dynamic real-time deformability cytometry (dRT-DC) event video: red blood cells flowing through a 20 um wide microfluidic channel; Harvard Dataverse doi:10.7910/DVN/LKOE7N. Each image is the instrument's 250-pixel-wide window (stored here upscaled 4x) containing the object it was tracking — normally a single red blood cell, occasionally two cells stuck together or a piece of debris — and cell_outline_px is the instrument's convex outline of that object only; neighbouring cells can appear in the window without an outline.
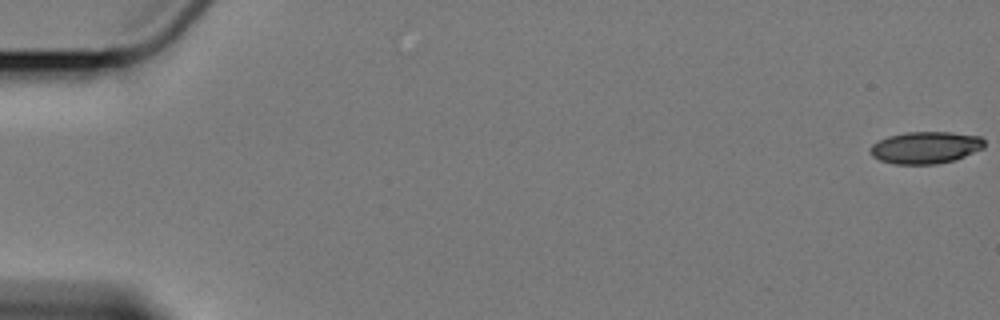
{"species": "Egyptian fruit bat (a non-hibernating species)", "species_latin": "Rousettus aegyptiacus", "temperature_condition": "cold", "stored_images_in_passage": 6, "camera_frame_rate_fps": 3000, "um_per_image_px": 0.085, "animal": {"sex": "female"}, "frame": {"image": 1, "passage_image": 1, "time_ms": 0.0, "image_size_px": [1000, 320], "cell_outline_px": [[984, 148], [956, 160], [936, 164], [896, 164], [880, 160], [872, 156], [868, 148], [872, 144], [888, 136], [904, 132], [952, 132], [980, 136], [984, 140]], "centroid_in_image_um": [78.68, 12.54], "position_along_channel_um": 6.3, "area_um2": 21.44}}
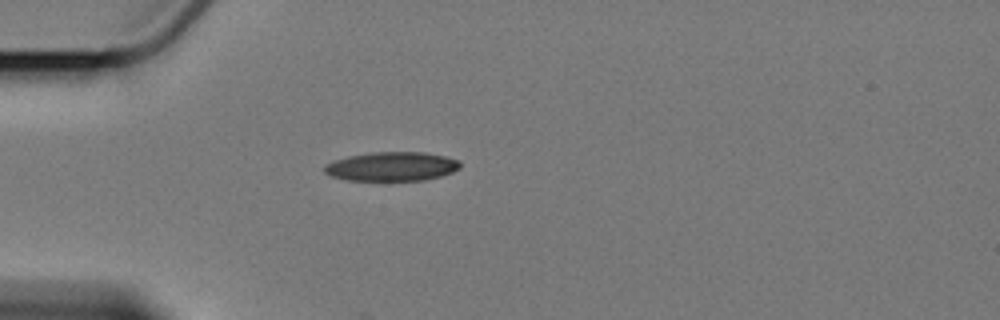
{"frame": {"image": 2, "passage_image": 6, "time_ms": 5.667, "image_size_px": [1000, 320], "cell_outline_px": [[460, 168], [452, 172], [440, 176], [424, 180], [348, 180], [332, 176], [324, 172], [324, 164], [332, 160], [348, 156], [372, 152], [424, 152], [448, 156], [460, 160]], "centroid_in_image_um": [33.31, 14.13], "position_along_channel_um": 51.7, "area_um2": 23.12}}